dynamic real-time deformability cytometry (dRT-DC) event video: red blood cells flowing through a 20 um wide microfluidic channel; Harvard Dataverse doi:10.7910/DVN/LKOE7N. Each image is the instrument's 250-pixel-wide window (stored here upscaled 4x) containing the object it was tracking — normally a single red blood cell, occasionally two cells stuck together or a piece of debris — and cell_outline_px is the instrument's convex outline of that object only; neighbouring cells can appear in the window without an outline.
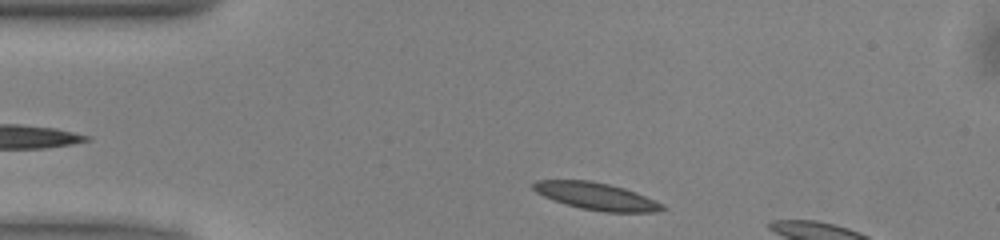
{"species": "common noctule bat (a hibernating species)", "species_latin": "Nyctalus noctula", "temperature_condition": "warm", "stored_images_in_passage": 7, "camera_frame_rate_fps": 3000, "um_per_image_px": 0.085, "animal": {"sex": "male", "body_mass_g": 13.0, "forearm_length_mm": 53.1}, "frame": {"image": 1, "passage_image": 2, "time_ms": 0.333, "image_size_px": [1000, 240], "cell_outline_px": [[668, 208], [656, 212], [604, 212], [580, 208], [544, 196], [536, 192], [532, 188], [532, 184], [536, 180], [588, 180], [608, 184], [624, 188], [636, 192], [664, 204]], "centroid_in_image_um": [50.72, 16.68], "position_along_channel_um": 34.3, "area_um2": 20.35}}